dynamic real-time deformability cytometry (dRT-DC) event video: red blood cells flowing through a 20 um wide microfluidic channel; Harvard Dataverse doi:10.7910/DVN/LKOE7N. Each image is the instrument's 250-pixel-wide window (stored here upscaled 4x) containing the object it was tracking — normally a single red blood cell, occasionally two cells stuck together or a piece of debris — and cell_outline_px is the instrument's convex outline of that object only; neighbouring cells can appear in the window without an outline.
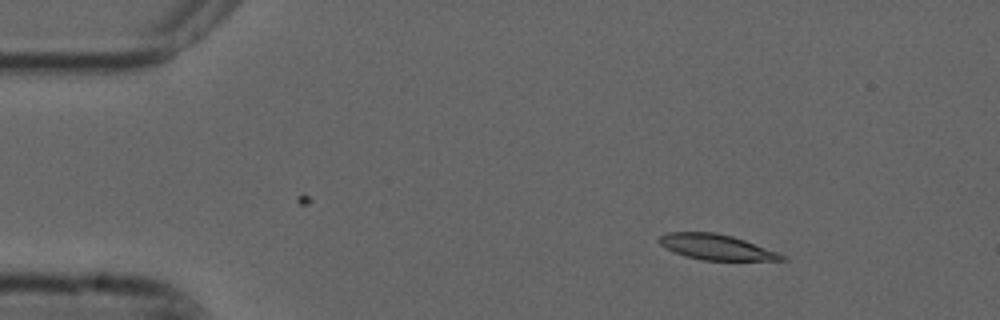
{"species": "common noctule bat (a hibernating species)", "species_latin": "Nyctalus noctula", "temperature_condition": "cold", "stored_images_in_passage": 5, "camera_frame_rate_fps": 3000, "um_per_image_px": 0.085, "animal": {"sex": "male", "forearm_length_mm": 52.5}, "frame": {"image": 1, "passage_image": 2, "time_ms": 0.333, "image_size_px": [1000, 320], "cell_outline_px": [[788, 260], [704, 260], [684, 256], [660, 244], [656, 240], [660, 236], [668, 232], [716, 232], [732, 236], [780, 252], [788, 256]], "centroid_in_image_um": [60.94, 21.0], "position_along_channel_um": 24.1, "area_um2": 18.21}}
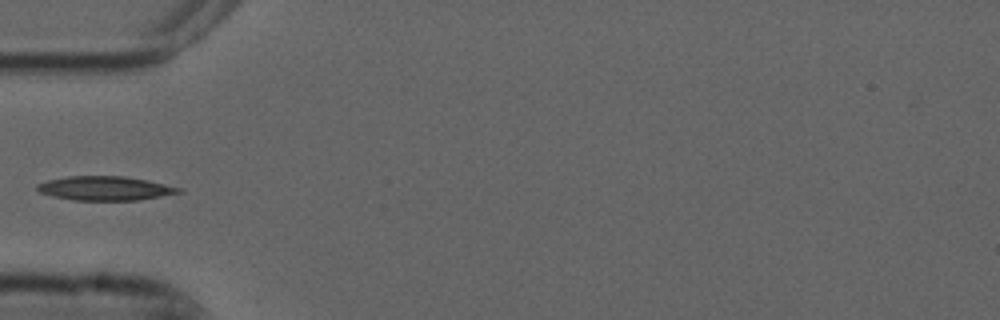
{"frame": {"image": 2, "passage_image": 5, "time_ms": 1.333, "image_size_px": [1000, 320], "cell_outline_px": [[184, 192], [140, 200], [72, 200], [52, 196], [40, 192], [36, 188], [36, 184], [48, 180], [68, 176], [124, 176], [148, 180], [180, 188]], "centroid_in_image_um": [8.93, 16.01], "position_along_channel_um": 76.1, "area_um2": 19.88}}